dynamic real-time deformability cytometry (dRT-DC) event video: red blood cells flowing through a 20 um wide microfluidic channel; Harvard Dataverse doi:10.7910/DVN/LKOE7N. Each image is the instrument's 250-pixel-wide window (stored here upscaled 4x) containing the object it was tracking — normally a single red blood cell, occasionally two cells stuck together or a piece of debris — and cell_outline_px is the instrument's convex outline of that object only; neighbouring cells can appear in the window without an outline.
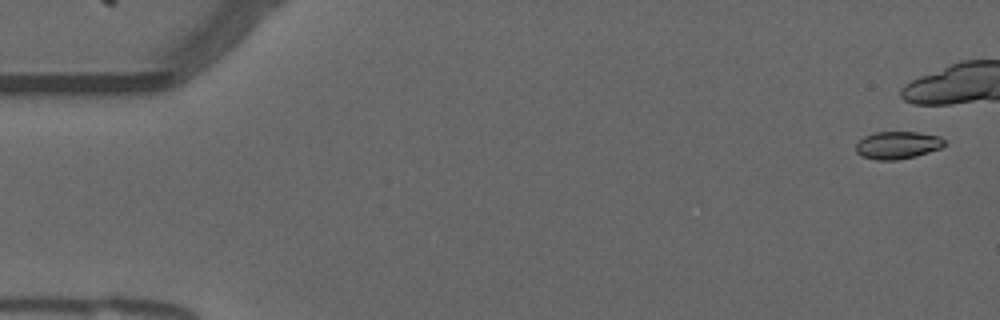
{"species": "common noctule bat (a hibernating species)", "species_latin": "Nyctalus noctula", "temperature_condition": "warm", "stored_images_in_passage": 11, "camera_frame_rate_fps": 3000, "um_per_image_px": 0.085, "animal": {"sex": "male", "forearm_length_mm": 52.5}, "frame": {"image": 1, "passage_image": 2, "time_ms": 0.333, "image_size_px": [1000, 320], "cell_outline_px": [[944, 144], [940, 148], [916, 156], [896, 160], [876, 160], [860, 156], [856, 152], [856, 144], [864, 136], [876, 132], [916, 132], [940, 136], [944, 140]], "centroid_in_image_um": [76.26, 12.34], "position_along_channel_um": 8.7, "area_um2": 14.16}}